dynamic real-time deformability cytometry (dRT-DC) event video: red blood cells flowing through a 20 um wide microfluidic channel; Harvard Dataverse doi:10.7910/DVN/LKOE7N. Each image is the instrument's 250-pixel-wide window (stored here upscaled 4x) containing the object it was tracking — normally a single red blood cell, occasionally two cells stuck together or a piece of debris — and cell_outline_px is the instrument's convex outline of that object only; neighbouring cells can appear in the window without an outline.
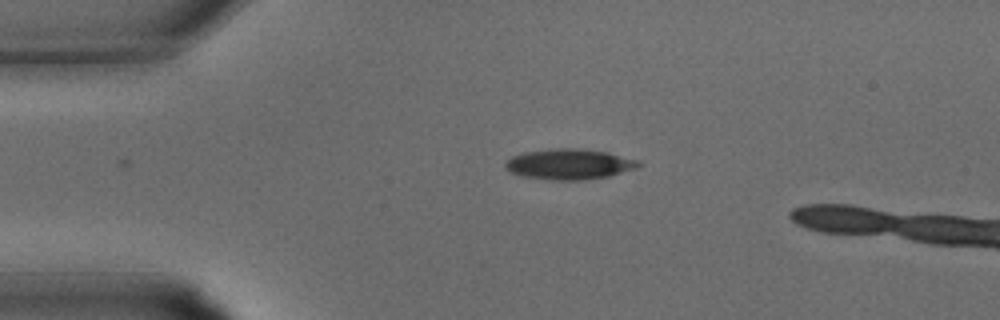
{"species": "common noctule bat (a hibernating species)", "species_latin": "Nyctalus noctula", "temperature_condition": "warm", "stored_images_in_passage": 6, "camera_frame_rate_fps": 3000, "um_per_image_px": 0.085, "animal": {"sex": "male", "body_mass_g": 15.6}, "frame": {"image": 1, "passage_image": 6, "time_ms": 1.667, "image_size_px": [1000, 320], "cell_outline_px": [[640, 164], [636, 168], [608, 176], [584, 180], [548, 180], [520, 176], [508, 172], [504, 168], [504, 164], [512, 156], [524, 152], [556, 148], [580, 148], [608, 152], [640, 160]], "centroid_in_image_um": [48.35, 13.96], "position_along_channel_um": 36.6, "area_um2": 23.93}}